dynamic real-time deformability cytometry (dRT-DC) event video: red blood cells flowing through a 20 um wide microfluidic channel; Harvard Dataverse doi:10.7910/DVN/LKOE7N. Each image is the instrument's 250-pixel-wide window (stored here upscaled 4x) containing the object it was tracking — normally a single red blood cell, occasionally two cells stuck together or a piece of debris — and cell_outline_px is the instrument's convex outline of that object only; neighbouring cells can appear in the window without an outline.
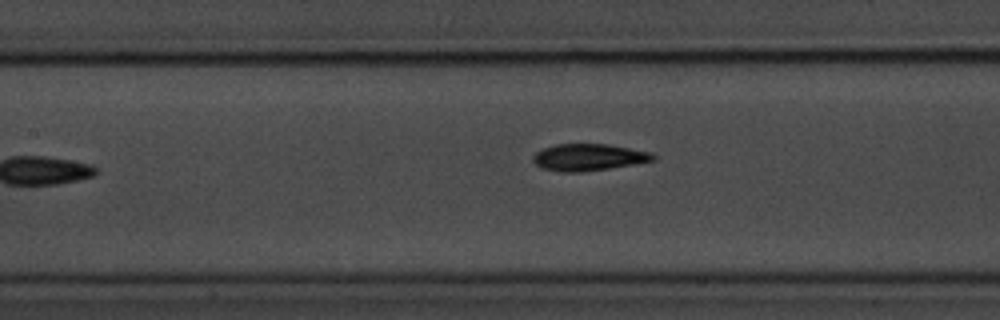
{"species": "common noctule bat (a hibernating species)", "species_latin": "Nyctalus noctula", "temperature_condition": "room temperature", "stored_images_in_passage": 5, "camera_frame_rate_fps": 3000, "um_per_image_px": 0.085, "animal": {"sex": "male", "body_mass_g": 20.1, "forearm_length_mm": 53.5}, "frame": {"image": 1, "passage_image": 4, "time_ms": 3.667, "image_size_px": [1000, 320], "cell_outline_px": [[656, 160], [608, 168], [580, 172], [564, 172], [540, 168], [532, 160], [532, 156], [536, 152], [544, 148], [556, 144], [608, 144], [652, 152], [656, 156]], "centroid_in_image_um": [50.02, 13.36], "position_along_channel_um": 157.4, "area_um2": 18.73}}